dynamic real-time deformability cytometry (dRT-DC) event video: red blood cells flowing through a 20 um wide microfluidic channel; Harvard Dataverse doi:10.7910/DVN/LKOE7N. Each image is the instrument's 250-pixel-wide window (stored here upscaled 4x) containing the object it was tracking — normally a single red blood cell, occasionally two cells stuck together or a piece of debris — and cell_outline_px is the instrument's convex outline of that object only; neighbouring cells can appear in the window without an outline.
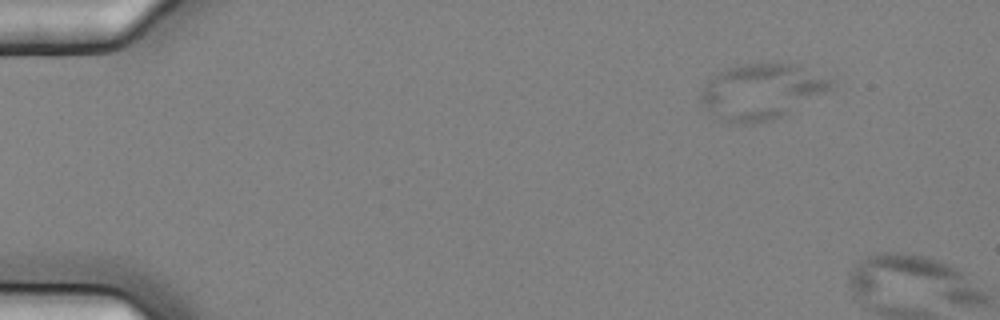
{"species": "common noctule bat (a hibernating species)", "species_latin": "Nyctalus noctula", "temperature_condition": "cold", "stored_images_in_passage": 4, "segment_of_instrument_passage": [1, 2], "camera_frame_rate_fps": 3000, "um_per_image_px": 0.085, "animal": {"sex": "female", "body_mass_g": 25.1}, "frame": {"image": 1, "passage_image": 2, "time_ms": 0.333, "image_size_px": [1000, 320], "cell_outline_px": [[832, 88], [788, 112], [772, 120], [752, 124], [744, 124], [720, 120], [708, 116], [700, 100], [700, 92], [708, 80], [720, 72], [728, 68], [748, 64], [792, 64], [832, 80]], "centroid_in_image_um": [64.61, 7.82], "position_along_channel_um": 20.4, "area_um2": 41.33}}